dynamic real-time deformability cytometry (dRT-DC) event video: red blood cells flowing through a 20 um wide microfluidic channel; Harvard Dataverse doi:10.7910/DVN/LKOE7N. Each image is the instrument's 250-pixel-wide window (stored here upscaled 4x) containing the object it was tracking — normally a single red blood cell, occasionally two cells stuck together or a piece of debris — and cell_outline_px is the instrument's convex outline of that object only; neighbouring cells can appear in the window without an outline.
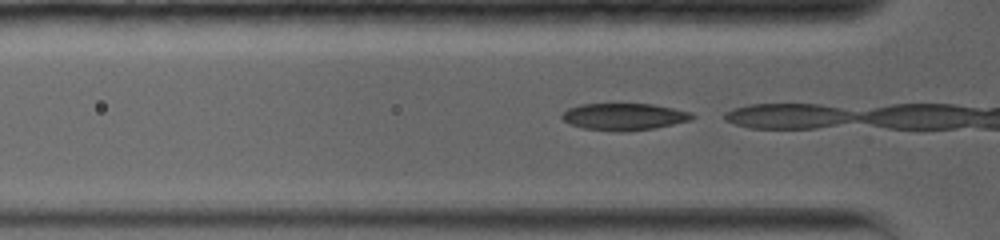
{"species": "common noctule bat (a hibernating species)", "species_latin": "Nyctalus noctula", "temperature_condition": "warm", "stored_images_in_passage": 3, "camera_frame_rate_fps": 5000, "um_per_image_px": 0.085, "animal": {"sex": "female", "body_mass_g": 19.0, "forearm_length_mm": 56.7}, "frame": {"image": 1, "passage_image": 2, "time_ms": 0.2, "image_size_px": [1000, 240], "cell_outline_px": [[696, 116], [688, 120], [656, 128], [628, 132], [616, 132], [584, 128], [572, 124], [564, 120], [560, 116], [568, 108], [580, 104], [652, 104], [692, 112]], "centroid_in_image_um": [53.04, 9.92], "position_along_channel_um": 72.8, "area_um2": 20.4}}